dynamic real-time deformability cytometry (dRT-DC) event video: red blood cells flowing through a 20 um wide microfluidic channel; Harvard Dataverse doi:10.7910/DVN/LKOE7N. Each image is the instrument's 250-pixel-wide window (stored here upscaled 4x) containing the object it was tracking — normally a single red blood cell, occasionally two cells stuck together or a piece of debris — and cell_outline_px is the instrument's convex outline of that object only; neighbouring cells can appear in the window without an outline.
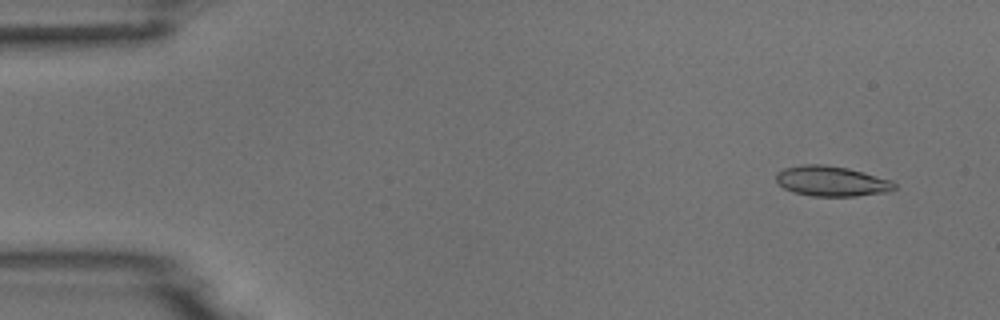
{"species": "common noctule bat (a hibernating species)", "species_latin": "Nyctalus noctula", "temperature_condition": "room temperature", "stored_images_in_passage": 6, "camera_frame_rate_fps": 3000, "um_per_image_px": 0.085, "animal": {"sex": "male", "body_mass_g": 18.8}, "frame": {"image": 1, "passage_image": 1, "time_ms": 0.0, "image_size_px": [1000, 320], "cell_outline_px": [[896, 188], [888, 192], [856, 196], [812, 196], [792, 192], [784, 188], [776, 180], [776, 172], [784, 168], [804, 164], [824, 164], [848, 168], [864, 172], [892, 180], [896, 184]], "centroid_in_image_um": [70.69, 15.39], "position_along_channel_um": 14.3, "area_um2": 20.98}}
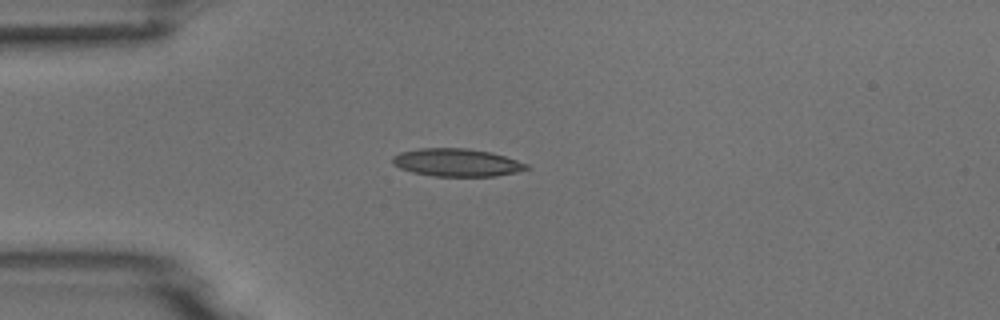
{"frame": {"image": 2, "passage_image": 3, "time_ms": 3.333, "image_size_px": [1000, 320], "cell_outline_px": [[528, 168], [516, 172], [496, 176], [432, 176], [412, 172], [400, 168], [392, 164], [392, 156], [400, 152], [420, 148], [468, 148], [492, 152], [528, 164]], "centroid_in_image_um": [38.79, 13.81], "position_along_channel_um": 46.2, "area_um2": 21.73}}